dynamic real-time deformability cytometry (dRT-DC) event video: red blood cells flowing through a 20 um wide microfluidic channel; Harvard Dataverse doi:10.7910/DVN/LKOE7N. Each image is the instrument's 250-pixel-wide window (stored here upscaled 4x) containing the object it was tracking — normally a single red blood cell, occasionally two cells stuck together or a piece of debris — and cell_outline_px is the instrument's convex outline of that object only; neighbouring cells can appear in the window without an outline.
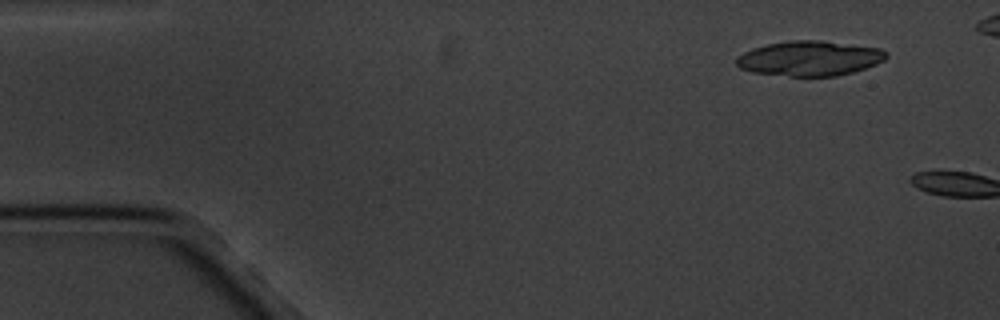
{"species": "common noctule bat (a hibernating species)", "species_latin": "Nyctalus noctula", "temperature_condition": "cold", "stored_images_in_passage": 2, "camera_frame_rate_fps": 3000, "um_per_image_px": 0.085, "animal": {"sex": "male", "body_mass_g": 20.1, "forearm_length_mm": 53.5}, "frame": {"image": 1, "passage_image": 1, "time_ms": 0.0, "image_size_px": [1000, 320], "cell_outline_px": [[888, 56], [884, 60], [876, 64], [852, 72], [836, 76], [788, 76], [752, 72], [740, 68], [736, 64], [736, 60], [744, 52], [752, 48], [768, 44], [792, 40], [820, 40], [880, 48], [888, 52]], "centroid_in_image_um": [68.83, 4.96], "position_along_channel_um": 16.2, "area_um2": 30.4}}